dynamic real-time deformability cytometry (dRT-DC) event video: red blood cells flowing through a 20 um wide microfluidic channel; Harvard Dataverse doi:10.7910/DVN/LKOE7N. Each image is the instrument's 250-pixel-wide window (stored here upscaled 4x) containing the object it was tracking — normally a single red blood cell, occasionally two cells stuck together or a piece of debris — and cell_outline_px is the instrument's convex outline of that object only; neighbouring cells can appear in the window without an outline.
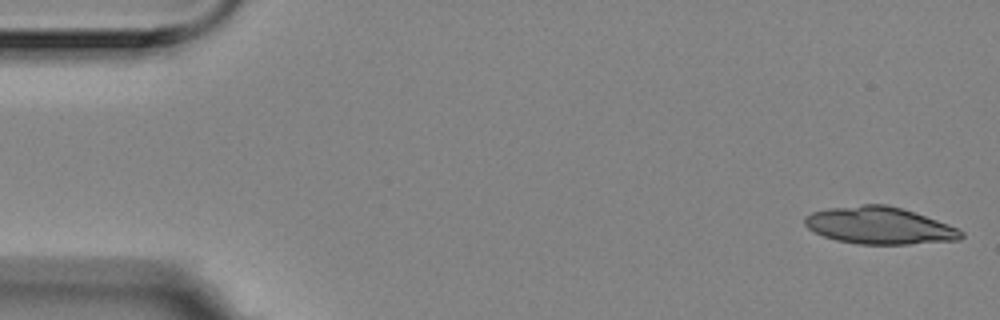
{"species": "Egyptian fruit bat (a non-hibernating species)", "species_latin": "Rousettus aegyptiacus", "temperature_condition": "room temperature", "stored_images_in_passage": 20, "camera_frame_rate_fps": 3000, "um_per_image_px": 0.085, "animal": {"sex": "female"}, "frame": {"image": 1, "passage_image": 1, "time_ms": 0.0, "image_size_px": [1000, 320], "cell_outline_px": [[964, 236], [960, 240], [908, 244], [856, 244], [836, 240], [824, 236], [808, 228], [804, 224], [804, 216], [812, 212], [828, 208], [864, 204], [884, 204], [900, 208], [948, 224], [964, 232]], "centroid_in_image_um": [74.73, 19.18], "position_along_channel_um": 10.3, "area_um2": 33.64}}